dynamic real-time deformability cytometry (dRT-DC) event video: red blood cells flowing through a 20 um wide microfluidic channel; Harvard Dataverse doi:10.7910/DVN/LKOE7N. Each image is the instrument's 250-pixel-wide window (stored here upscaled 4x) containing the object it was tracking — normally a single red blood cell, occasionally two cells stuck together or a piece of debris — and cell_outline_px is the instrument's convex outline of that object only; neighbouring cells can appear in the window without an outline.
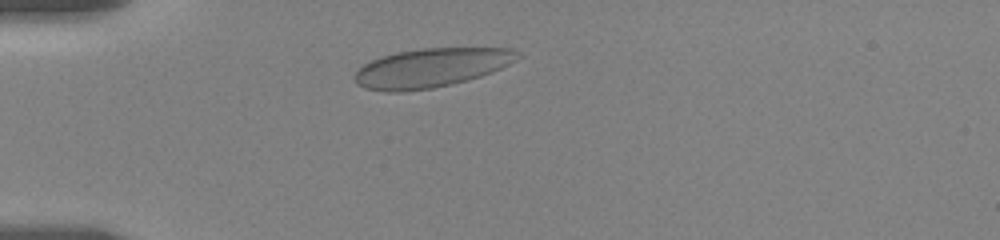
{"species": "human", "species_latin": "Homo sapiens", "temperature_condition": "room temperature", "stored_images_in_passage": 12, "camera_frame_rate_fps": 3000, "um_per_image_px": 0.085, "donor": {"sex": "female"}, "frame": {"image": 1, "passage_image": 2, "time_ms": 1.333, "image_size_px": [1000, 240], "cell_outline_px": [[524, 56], [492, 72], [468, 80], [452, 84], [432, 88], [404, 92], [388, 92], [364, 88], [356, 84], [352, 76], [364, 64], [380, 56], [396, 52], [420, 48], [512, 48], [520, 52]], "centroid_in_image_um": [36.64, 5.76], "position_along_channel_um": 48.4, "area_um2": 37.34}}
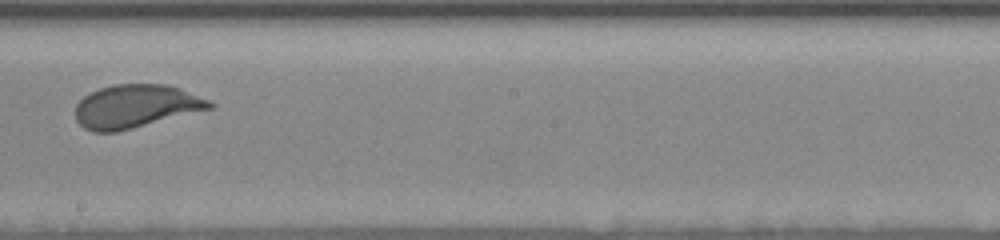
{"frame": {"image": 2, "passage_image": 7, "time_ms": 7.333, "image_size_px": [1000, 240], "cell_outline_px": [[216, 104], [212, 108], [116, 132], [92, 132], [84, 128], [76, 120], [76, 104], [84, 96], [100, 88], [112, 84], [168, 84], [180, 88], [208, 100]], "centroid_in_image_um": [11.52, 9.03], "position_along_channel_um": 236.7, "area_um2": 33.64}}
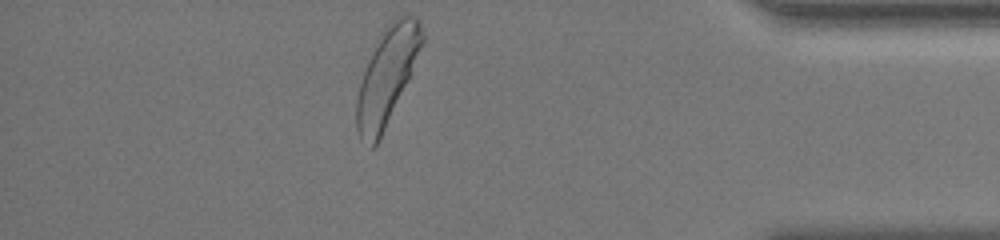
{"frame": {"image": 3, "passage_image": 12, "time_ms": 13.0, "image_size_px": [1000, 240], "cell_outline_px": [[424, 40], [408, 76], [384, 128], [376, 144], [372, 148], [360, 140], [356, 128], [356, 100], [360, 84], [376, 36], [396, 16], [416, 16], [420, 20], [424, 32]], "centroid_in_image_um": [32.86, 6.39], "position_along_channel_um": 402.3, "area_um2": 35.89}, "authors_computed_cell_mechanics": {"area_um2": 34.2465, "velocity_mm_per_s": 3.4847, "shape_relaxation_time_tau1_ms": 3.1283, "shape_relaxation_time_tau2_ms": 0.6093, "deformation_change_tau1": 0.1061, "deformation_change_tau2": null}}